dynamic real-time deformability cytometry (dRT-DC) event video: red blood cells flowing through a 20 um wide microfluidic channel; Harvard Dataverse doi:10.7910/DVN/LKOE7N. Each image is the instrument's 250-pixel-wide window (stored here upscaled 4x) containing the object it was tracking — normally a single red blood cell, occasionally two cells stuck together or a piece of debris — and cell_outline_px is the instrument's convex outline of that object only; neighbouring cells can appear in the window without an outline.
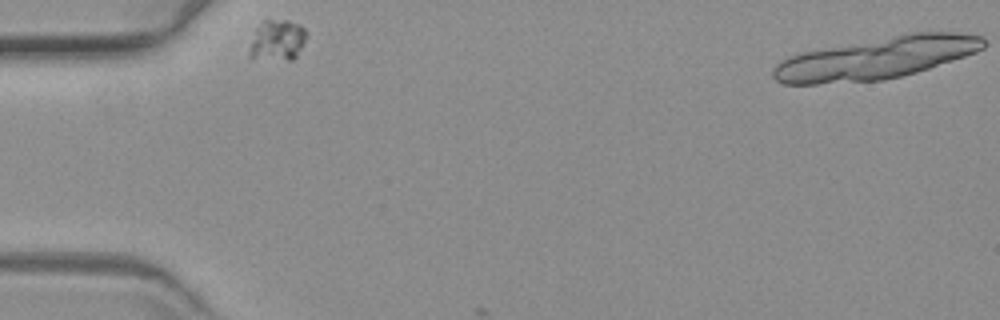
{"species": "common noctule bat (a hibernating species)", "species_latin": "Nyctalus noctula", "temperature_condition": "warm", "stored_images_in_passage": 2, "camera_frame_rate_fps": 3000, "um_per_image_px": 0.085, "animal": {"sex": "female", "body_mass_g": 19.3, "forearm_length_mm": 54.1}, "frame": {"image": 1, "passage_image": 1, "time_ms": 0.0, "image_size_px": [1000, 320], "cell_outline_px": [[308, 36], [296, 56], [292, 60], [288, 60], [248, 56], [248, 52], [256, 28], [264, 20], [288, 20], [300, 24], [304, 28]], "centroid_in_image_um": [23.61, 3.39], "position_along_channel_um": 61.4, "area_um2": 13.41}}